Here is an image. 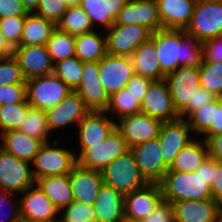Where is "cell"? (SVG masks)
Masks as SVG:
<instances>
[{
    "label": "cell",
    "instance_id": "6da1fadb",
    "mask_svg": "<svg viewBox=\"0 0 222 222\" xmlns=\"http://www.w3.org/2000/svg\"><path fill=\"white\" fill-rule=\"evenodd\" d=\"M155 47L161 72L167 76L179 67L201 66L202 43L185 30L161 29L155 32Z\"/></svg>",
    "mask_w": 222,
    "mask_h": 222
},
{
    "label": "cell",
    "instance_id": "7a4b0ae2",
    "mask_svg": "<svg viewBox=\"0 0 222 222\" xmlns=\"http://www.w3.org/2000/svg\"><path fill=\"white\" fill-rule=\"evenodd\" d=\"M159 184L163 200L172 204L186 200L213 199L210 185L196 172L168 170Z\"/></svg>",
    "mask_w": 222,
    "mask_h": 222
},
{
    "label": "cell",
    "instance_id": "3957f363",
    "mask_svg": "<svg viewBox=\"0 0 222 222\" xmlns=\"http://www.w3.org/2000/svg\"><path fill=\"white\" fill-rule=\"evenodd\" d=\"M60 140L45 142L31 163L34 180L69 174L77 164L74 150L61 146Z\"/></svg>",
    "mask_w": 222,
    "mask_h": 222
},
{
    "label": "cell",
    "instance_id": "277c9868",
    "mask_svg": "<svg viewBox=\"0 0 222 222\" xmlns=\"http://www.w3.org/2000/svg\"><path fill=\"white\" fill-rule=\"evenodd\" d=\"M101 173L103 184L114 188L122 195L139 190L148 184L139 171L131 149L115 158Z\"/></svg>",
    "mask_w": 222,
    "mask_h": 222
},
{
    "label": "cell",
    "instance_id": "5b68a950",
    "mask_svg": "<svg viewBox=\"0 0 222 222\" xmlns=\"http://www.w3.org/2000/svg\"><path fill=\"white\" fill-rule=\"evenodd\" d=\"M185 32L201 43L222 35V0H197Z\"/></svg>",
    "mask_w": 222,
    "mask_h": 222
},
{
    "label": "cell",
    "instance_id": "8992f818",
    "mask_svg": "<svg viewBox=\"0 0 222 222\" xmlns=\"http://www.w3.org/2000/svg\"><path fill=\"white\" fill-rule=\"evenodd\" d=\"M26 100L32 108L52 109L72 90L54 73L25 81Z\"/></svg>",
    "mask_w": 222,
    "mask_h": 222
},
{
    "label": "cell",
    "instance_id": "52a82bcc",
    "mask_svg": "<svg viewBox=\"0 0 222 222\" xmlns=\"http://www.w3.org/2000/svg\"><path fill=\"white\" fill-rule=\"evenodd\" d=\"M129 149L125 139L115 128L101 144L90 145V148H87L77 158V164L81 167L101 172L110 162Z\"/></svg>",
    "mask_w": 222,
    "mask_h": 222
},
{
    "label": "cell",
    "instance_id": "ba28073f",
    "mask_svg": "<svg viewBox=\"0 0 222 222\" xmlns=\"http://www.w3.org/2000/svg\"><path fill=\"white\" fill-rule=\"evenodd\" d=\"M105 34L108 55L130 57L140 44L151 38L152 32L135 24H113Z\"/></svg>",
    "mask_w": 222,
    "mask_h": 222
},
{
    "label": "cell",
    "instance_id": "9c48e42d",
    "mask_svg": "<svg viewBox=\"0 0 222 222\" xmlns=\"http://www.w3.org/2000/svg\"><path fill=\"white\" fill-rule=\"evenodd\" d=\"M33 185L35 180L31 163L0 148V188L19 195Z\"/></svg>",
    "mask_w": 222,
    "mask_h": 222
},
{
    "label": "cell",
    "instance_id": "30bf717a",
    "mask_svg": "<svg viewBox=\"0 0 222 222\" xmlns=\"http://www.w3.org/2000/svg\"><path fill=\"white\" fill-rule=\"evenodd\" d=\"M116 128L114 121L105 111H90L78 124V151L75 150L76 159L90 145L101 144Z\"/></svg>",
    "mask_w": 222,
    "mask_h": 222
},
{
    "label": "cell",
    "instance_id": "8fae6325",
    "mask_svg": "<svg viewBox=\"0 0 222 222\" xmlns=\"http://www.w3.org/2000/svg\"><path fill=\"white\" fill-rule=\"evenodd\" d=\"M174 108L180 113L193 104L195 90L200 86V70L196 67H179L165 76Z\"/></svg>",
    "mask_w": 222,
    "mask_h": 222
},
{
    "label": "cell",
    "instance_id": "7c38bea8",
    "mask_svg": "<svg viewBox=\"0 0 222 222\" xmlns=\"http://www.w3.org/2000/svg\"><path fill=\"white\" fill-rule=\"evenodd\" d=\"M89 112L80 95L76 91L70 92L56 106L45 112L50 133L73 125L76 129Z\"/></svg>",
    "mask_w": 222,
    "mask_h": 222
},
{
    "label": "cell",
    "instance_id": "4fadbf2b",
    "mask_svg": "<svg viewBox=\"0 0 222 222\" xmlns=\"http://www.w3.org/2000/svg\"><path fill=\"white\" fill-rule=\"evenodd\" d=\"M134 74L131 57L106 54L99 61V79L109 97L124 89Z\"/></svg>",
    "mask_w": 222,
    "mask_h": 222
},
{
    "label": "cell",
    "instance_id": "5bb4252c",
    "mask_svg": "<svg viewBox=\"0 0 222 222\" xmlns=\"http://www.w3.org/2000/svg\"><path fill=\"white\" fill-rule=\"evenodd\" d=\"M141 113L159 119L162 122H172L180 119L179 113L173 106L165 79L150 83L141 103Z\"/></svg>",
    "mask_w": 222,
    "mask_h": 222
},
{
    "label": "cell",
    "instance_id": "9a60e30c",
    "mask_svg": "<svg viewBox=\"0 0 222 222\" xmlns=\"http://www.w3.org/2000/svg\"><path fill=\"white\" fill-rule=\"evenodd\" d=\"M20 194V216L41 222H60L61 209L36 184Z\"/></svg>",
    "mask_w": 222,
    "mask_h": 222
},
{
    "label": "cell",
    "instance_id": "2e32d148",
    "mask_svg": "<svg viewBox=\"0 0 222 222\" xmlns=\"http://www.w3.org/2000/svg\"><path fill=\"white\" fill-rule=\"evenodd\" d=\"M162 123L159 119L139 113L117 120L116 129L131 148L158 137Z\"/></svg>",
    "mask_w": 222,
    "mask_h": 222
},
{
    "label": "cell",
    "instance_id": "e0dca14e",
    "mask_svg": "<svg viewBox=\"0 0 222 222\" xmlns=\"http://www.w3.org/2000/svg\"><path fill=\"white\" fill-rule=\"evenodd\" d=\"M160 148L158 137L130 148L141 175L148 183H160L168 171Z\"/></svg>",
    "mask_w": 222,
    "mask_h": 222
},
{
    "label": "cell",
    "instance_id": "ac0fdd59",
    "mask_svg": "<svg viewBox=\"0 0 222 222\" xmlns=\"http://www.w3.org/2000/svg\"><path fill=\"white\" fill-rule=\"evenodd\" d=\"M161 156L170 167L179 151L192 142L195 137L185 119L163 122L158 135Z\"/></svg>",
    "mask_w": 222,
    "mask_h": 222
},
{
    "label": "cell",
    "instance_id": "d6986e66",
    "mask_svg": "<svg viewBox=\"0 0 222 222\" xmlns=\"http://www.w3.org/2000/svg\"><path fill=\"white\" fill-rule=\"evenodd\" d=\"M114 24L144 26L152 33L161 30L156 0H129L115 18Z\"/></svg>",
    "mask_w": 222,
    "mask_h": 222
},
{
    "label": "cell",
    "instance_id": "ffe728a7",
    "mask_svg": "<svg viewBox=\"0 0 222 222\" xmlns=\"http://www.w3.org/2000/svg\"><path fill=\"white\" fill-rule=\"evenodd\" d=\"M90 111H105L109 96L99 79V62H83L81 83L75 90Z\"/></svg>",
    "mask_w": 222,
    "mask_h": 222
},
{
    "label": "cell",
    "instance_id": "44dd1931",
    "mask_svg": "<svg viewBox=\"0 0 222 222\" xmlns=\"http://www.w3.org/2000/svg\"><path fill=\"white\" fill-rule=\"evenodd\" d=\"M25 81L53 73L54 64L45 45H20L14 48Z\"/></svg>",
    "mask_w": 222,
    "mask_h": 222
},
{
    "label": "cell",
    "instance_id": "7402d4cb",
    "mask_svg": "<svg viewBox=\"0 0 222 222\" xmlns=\"http://www.w3.org/2000/svg\"><path fill=\"white\" fill-rule=\"evenodd\" d=\"M162 199L159 183H148L145 187L124 195L125 219H145Z\"/></svg>",
    "mask_w": 222,
    "mask_h": 222
},
{
    "label": "cell",
    "instance_id": "603a6c76",
    "mask_svg": "<svg viewBox=\"0 0 222 222\" xmlns=\"http://www.w3.org/2000/svg\"><path fill=\"white\" fill-rule=\"evenodd\" d=\"M69 175L74 201L94 205L99 189L103 185L102 173L76 164Z\"/></svg>",
    "mask_w": 222,
    "mask_h": 222
},
{
    "label": "cell",
    "instance_id": "cb8c5ba5",
    "mask_svg": "<svg viewBox=\"0 0 222 222\" xmlns=\"http://www.w3.org/2000/svg\"><path fill=\"white\" fill-rule=\"evenodd\" d=\"M176 222H219L220 206L213 200H186L173 203Z\"/></svg>",
    "mask_w": 222,
    "mask_h": 222
},
{
    "label": "cell",
    "instance_id": "d4e9b609",
    "mask_svg": "<svg viewBox=\"0 0 222 222\" xmlns=\"http://www.w3.org/2000/svg\"><path fill=\"white\" fill-rule=\"evenodd\" d=\"M197 0H156L162 29L185 30Z\"/></svg>",
    "mask_w": 222,
    "mask_h": 222
},
{
    "label": "cell",
    "instance_id": "484cf974",
    "mask_svg": "<svg viewBox=\"0 0 222 222\" xmlns=\"http://www.w3.org/2000/svg\"><path fill=\"white\" fill-rule=\"evenodd\" d=\"M97 222H124V195L103 184L94 202Z\"/></svg>",
    "mask_w": 222,
    "mask_h": 222
},
{
    "label": "cell",
    "instance_id": "4316f807",
    "mask_svg": "<svg viewBox=\"0 0 222 222\" xmlns=\"http://www.w3.org/2000/svg\"><path fill=\"white\" fill-rule=\"evenodd\" d=\"M130 57L136 75L152 81L165 79V75L161 72L155 47V32L152 33L148 41L140 44Z\"/></svg>",
    "mask_w": 222,
    "mask_h": 222
},
{
    "label": "cell",
    "instance_id": "83f0119b",
    "mask_svg": "<svg viewBox=\"0 0 222 222\" xmlns=\"http://www.w3.org/2000/svg\"><path fill=\"white\" fill-rule=\"evenodd\" d=\"M43 142L18 130L0 134V148L16 158L32 163Z\"/></svg>",
    "mask_w": 222,
    "mask_h": 222
},
{
    "label": "cell",
    "instance_id": "f1b7e54d",
    "mask_svg": "<svg viewBox=\"0 0 222 222\" xmlns=\"http://www.w3.org/2000/svg\"><path fill=\"white\" fill-rule=\"evenodd\" d=\"M35 184L61 210L74 201L69 174L40 178Z\"/></svg>",
    "mask_w": 222,
    "mask_h": 222
},
{
    "label": "cell",
    "instance_id": "f546056e",
    "mask_svg": "<svg viewBox=\"0 0 222 222\" xmlns=\"http://www.w3.org/2000/svg\"><path fill=\"white\" fill-rule=\"evenodd\" d=\"M101 31L75 36V56L82 62H99L107 54L106 34Z\"/></svg>",
    "mask_w": 222,
    "mask_h": 222
},
{
    "label": "cell",
    "instance_id": "4dcf8cb0",
    "mask_svg": "<svg viewBox=\"0 0 222 222\" xmlns=\"http://www.w3.org/2000/svg\"><path fill=\"white\" fill-rule=\"evenodd\" d=\"M207 157L208 150L205 140L196 137L179 151L168 170L195 172Z\"/></svg>",
    "mask_w": 222,
    "mask_h": 222
},
{
    "label": "cell",
    "instance_id": "1f68e13d",
    "mask_svg": "<svg viewBox=\"0 0 222 222\" xmlns=\"http://www.w3.org/2000/svg\"><path fill=\"white\" fill-rule=\"evenodd\" d=\"M56 24L34 12L28 13L23 25L20 45H46Z\"/></svg>",
    "mask_w": 222,
    "mask_h": 222
},
{
    "label": "cell",
    "instance_id": "d6a6232c",
    "mask_svg": "<svg viewBox=\"0 0 222 222\" xmlns=\"http://www.w3.org/2000/svg\"><path fill=\"white\" fill-rule=\"evenodd\" d=\"M105 112L117 121L123 117L141 113V103L126 88L112 94ZM117 118V119H116Z\"/></svg>",
    "mask_w": 222,
    "mask_h": 222
},
{
    "label": "cell",
    "instance_id": "836d02e7",
    "mask_svg": "<svg viewBox=\"0 0 222 222\" xmlns=\"http://www.w3.org/2000/svg\"><path fill=\"white\" fill-rule=\"evenodd\" d=\"M56 28L73 36L94 31L89 16L80 6L67 8Z\"/></svg>",
    "mask_w": 222,
    "mask_h": 222
},
{
    "label": "cell",
    "instance_id": "e575fe53",
    "mask_svg": "<svg viewBox=\"0 0 222 222\" xmlns=\"http://www.w3.org/2000/svg\"><path fill=\"white\" fill-rule=\"evenodd\" d=\"M18 131L37 138L43 143L53 141L50 140L51 133L48 127L46 113L41 109L31 107L27 111L26 117Z\"/></svg>",
    "mask_w": 222,
    "mask_h": 222
},
{
    "label": "cell",
    "instance_id": "d590c367",
    "mask_svg": "<svg viewBox=\"0 0 222 222\" xmlns=\"http://www.w3.org/2000/svg\"><path fill=\"white\" fill-rule=\"evenodd\" d=\"M45 46L52 63L55 64L75 55V36L56 28Z\"/></svg>",
    "mask_w": 222,
    "mask_h": 222
},
{
    "label": "cell",
    "instance_id": "8d00e7d4",
    "mask_svg": "<svg viewBox=\"0 0 222 222\" xmlns=\"http://www.w3.org/2000/svg\"><path fill=\"white\" fill-rule=\"evenodd\" d=\"M82 66L83 62L74 55L55 63L53 73L75 91L81 83Z\"/></svg>",
    "mask_w": 222,
    "mask_h": 222
},
{
    "label": "cell",
    "instance_id": "74e56055",
    "mask_svg": "<svg viewBox=\"0 0 222 222\" xmlns=\"http://www.w3.org/2000/svg\"><path fill=\"white\" fill-rule=\"evenodd\" d=\"M30 108L26 99L20 103L2 105L0 108V134L18 130Z\"/></svg>",
    "mask_w": 222,
    "mask_h": 222
},
{
    "label": "cell",
    "instance_id": "f35d334b",
    "mask_svg": "<svg viewBox=\"0 0 222 222\" xmlns=\"http://www.w3.org/2000/svg\"><path fill=\"white\" fill-rule=\"evenodd\" d=\"M215 116V100L192 112L185 120L194 137L202 138L211 128ZM195 133V134H194Z\"/></svg>",
    "mask_w": 222,
    "mask_h": 222
},
{
    "label": "cell",
    "instance_id": "ab89813d",
    "mask_svg": "<svg viewBox=\"0 0 222 222\" xmlns=\"http://www.w3.org/2000/svg\"><path fill=\"white\" fill-rule=\"evenodd\" d=\"M200 70V86L214 96H222V63L202 62Z\"/></svg>",
    "mask_w": 222,
    "mask_h": 222
},
{
    "label": "cell",
    "instance_id": "60d3db41",
    "mask_svg": "<svg viewBox=\"0 0 222 222\" xmlns=\"http://www.w3.org/2000/svg\"><path fill=\"white\" fill-rule=\"evenodd\" d=\"M80 7L89 16L90 21L96 29L98 24L103 31L108 30L115 22L112 15H106V5L104 0H81ZM96 25V26H95Z\"/></svg>",
    "mask_w": 222,
    "mask_h": 222
},
{
    "label": "cell",
    "instance_id": "b9f144b4",
    "mask_svg": "<svg viewBox=\"0 0 222 222\" xmlns=\"http://www.w3.org/2000/svg\"><path fill=\"white\" fill-rule=\"evenodd\" d=\"M60 222H97L94 206L73 201L61 210Z\"/></svg>",
    "mask_w": 222,
    "mask_h": 222
},
{
    "label": "cell",
    "instance_id": "7bdbcfd3",
    "mask_svg": "<svg viewBox=\"0 0 222 222\" xmlns=\"http://www.w3.org/2000/svg\"><path fill=\"white\" fill-rule=\"evenodd\" d=\"M25 19L26 16H8L0 19V29L13 48L20 46Z\"/></svg>",
    "mask_w": 222,
    "mask_h": 222
},
{
    "label": "cell",
    "instance_id": "ee69618b",
    "mask_svg": "<svg viewBox=\"0 0 222 222\" xmlns=\"http://www.w3.org/2000/svg\"><path fill=\"white\" fill-rule=\"evenodd\" d=\"M7 84H26L19 63L13 55L0 59V86Z\"/></svg>",
    "mask_w": 222,
    "mask_h": 222
},
{
    "label": "cell",
    "instance_id": "f6af8a7d",
    "mask_svg": "<svg viewBox=\"0 0 222 222\" xmlns=\"http://www.w3.org/2000/svg\"><path fill=\"white\" fill-rule=\"evenodd\" d=\"M17 196L18 194H13L0 188V222H17L20 218L19 199ZM3 210H6V212L4 213Z\"/></svg>",
    "mask_w": 222,
    "mask_h": 222
},
{
    "label": "cell",
    "instance_id": "bcb514c9",
    "mask_svg": "<svg viewBox=\"0 0 222 222\" xmlns=\"http://www.w3.org/2000/svg\"><path fill=\"white\" fill-rule=\"evenodd\" d=\"M66 9L67 6L64 0H40L34 13L56 24L66 12Z\"/></svg>",
    "mask_w": 222,
    "mask_h": 222
},
{
    "label": "cell",
    "instance_id": "7dc6e473",
    "mask_svg": "<svg viewBox=\"0 0 222 222\" xmlns=\"http://www.w3.org/2000/svg\"><path fill=\"white\" fill-rule=\"evenodd\" d=\"M26 99V84H7L0 86V103L14 104Z\"/></svg>",
    "mask_w": 222,
    "mask_h": 222
},
{
    "label": "cell",
    "instance_id": "c3c4849f",
    "mask_svg": "<svg viewBox=\"0 0 222 222\" xmlns=\"http://www.w3.org/2000/svg\"><path fill=\"white\" fill-rule=\"evenodd\" d=\"M202 62L222 63V35L202 43Z\"/></svg>",
    "mask_w": 222,
    "mask_h": 222
},
{
    "label": "cell",
    "instance_id": "681fc988",
    "mask_svg": "<svg viewBox=\"0 0 222 222\" xmlns=\"http://www.w3.org/2000/svg\"><path fill=\"white\" fill-rule=\"evenodd\" d=\"M217 97L214 96L211 92L204 89L202 86H199L195 90V94L193 96V104H188L180 113V119H186L192 112L201 108L205 104L211 103Z\"/></svg>",
    "mask_w": 222,
    "mask_h": 222
},
{
    "label": "cell",
    "instance_id": "f907efd6",
    "mask_svg": "<svg viewBox=\"0 0 222 222\" xmlns=\"http://www.w3.org/2000/svg\"><path fill=\"white\" fill-rule=\"evenodd\" d=\"M145 220L146 222H176L173 204L162 199Z\"/></svg>",
    "mask_w": 222,
    "mask_h": 222
},
{
    "label": "cell",
    "instance_id": "816d5d0a",
    "mask_svg": "<svg viewBox=\"0 0 222 222\" xmlns=\"http://www.w3.org/2000/svg\"><path fill=\"white\" fill-rule=\"evenodd\" d=\"M152 82L151 79L145 78L140 75L134 74L128 81L126 89L134 96L136 99L142 103L147 89Z\"/></svg>",
    "mask_w": 222,
    "mask_h": 222
},
{
    "label": "cell",
    "instance_id": "f5cc1de1",
    "mask_svg": "<svg viewBox=\"0 0 222 222\" xmlns=\"http://www.w3.org/2000/svg\"><path fill=\"white\" fill-rule=\"evenodd\" d=\"M28 13L21 0H0V19L8 16H26Z\"/></svg>",
    "mask_w": 222,
    "mask_h": 222
},
{
    "label": "cell",
    "instance_id": "db71d44e",
    "mask_svg": "<svg viewBox=\"0 0 222 222\" xmlns=\"http://www.w3.org/2000/svg\"><path fill=\"white\" fill-rule=\"evenodd\" d=\"M210 187L213 200L222 207V163L216 162L213 165V180Z\"/></svg>",
    "mask_w": 222,
    "mask_h": 222
},
{
    "label": "cell",
    "instance_id": "11a10c76",
    "mask_svg": "<svg viewBox=\"0 0 222 222\" xmlns=\"http://www.w3.org/2000/svg\"><path fill=\"white\" fill-rule=\"evenodd\" d=\"M207 145L208 156L222 163V133L202 137Z\"/></svg>",
    "mask_w": 222,
    "mask_h": 222
},
{
    "label": "cell",
    "instance_id": "9f6ffc18",
    "mask_svg": "<svg viewBox=\"0 0 222 222\" xmlns=\"http://www.w3.org/2000/svg\"><path fill=\"white\" fill-rule=\"evenodd\" d=\"M222 133V96L215 99V116L212 128L204 136Z\"/></svg>",
    "mask_w": 222,
    "mask_h": 222
},
{
    "label": "cell",
    "instance_id": "6f0895ef",
    "mask_svg": "<svg viewBox=\"0 0 222 222\" xmlns=\"http://www.w3.org/2000/svg\"><path fill=\"white\" fill-rule=\"evenodd\" d=\"M216 162L215 159L208 156L195 171L197 174H200L210 186L213 180V165Z\"/></svg>",
    "mask_w": 222,
    "mask_h": 222
},
{
    "label": "cell",
    "instance_id": "680465c9",
    "mask_svg": "<svg viewBox=\"0 0 222 222\" xmlns=\"http://www.w3.org/2000/svg\"><path fill=\"white\" fill-rule=\"evenodd\" d=\"M106 5V15H112L116 18L120 10L129 0H104Z\"/></svg>",
    "mask_w": 222,
    "mask_h": 222
},
{
    "label": "cell",
    "instance_id": "91938a15",
    "mask_svg": "<svg viewBox=\"0 0 222 222\" xmlns=\"http://www.w3.org/2000/svg\"><path fill=\"white\" fill-rule=\"evenodd\" d=\"M13 52L14 48L7 42L0 29V59L12 56Z\"/></svg>",
    "mask_w": 222,
    "mask_h": 222
},
{
    "label": "cell",
    "instance_id": "94428289",
    "mask_svg": "<svg viewBox=\"0 0 222 222\" xmlns=\"http://www.w3.org/2000/svg\"><path fill=\"white\" fill-rule=\"evenodd\" d=\"M21 1L29 13L35 12L40 3V0H21Z\"/></svg>",
    "mask_w": 222,
    "mask_h": 222
},
{
    "label": "cell",
    "instance_id": "6125c7cd",
    "mask_svg": "<svg viewBox=\"0 0 222 222\" xmlns=\"http://www.w3.org/2000/svg\"><path fill=\"white\" fill-rule=\"evenodd\" d=\"M64 3L67 6V8L77 7L80 6L81 0H64Z\"/></svg>",
    "mask_w": 222,
    "mask_h": 222
},
{
    "label": "cell",
    "instance_id": "be15d7a7",
    "mask_svg": "<svg viewBox=\"0 0 222 222\" xmlns=\"http://www.w3.org/2000/svg\"><path fill=\"white\" fill-rule=\"evenodd\" d=\"M17 222H41V221L31 220L20 216Z\"/></svg>",
    "mask_w": 222,
    "mask_h": 222
},
{
    "label": "cell",
    "instance_id": "e7e4bbea",
    "mask_svg": "<svg viewBox=\"0 0 222 222\" xmlns=\"http://www.w3.org/2000/svg\"><path fill=\"white\" fill-rule=\"evenodd\" d=\"M124 222H146L145 219H125Z\"/></svg>",
    "mask_w": 222,
    "mask_h": 222
},
{
    "label": "cell",
    "instance_id": "03108f58",
    "mask_svg": "<svg viewBox=\"0 0 222 222\" xmlns=\"http://www.w3.org/2000/svg\"><path fill=\"white\" fill-rule=\"evenodd\" d=\"M219 222H222V207L220 208V218H219Z\"/></svg>",
    "mask_w": 222,
    "mask_h": 222
}]
</instances>
